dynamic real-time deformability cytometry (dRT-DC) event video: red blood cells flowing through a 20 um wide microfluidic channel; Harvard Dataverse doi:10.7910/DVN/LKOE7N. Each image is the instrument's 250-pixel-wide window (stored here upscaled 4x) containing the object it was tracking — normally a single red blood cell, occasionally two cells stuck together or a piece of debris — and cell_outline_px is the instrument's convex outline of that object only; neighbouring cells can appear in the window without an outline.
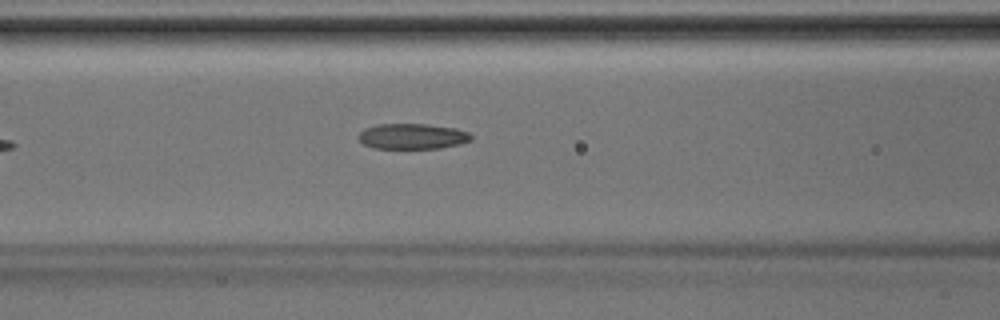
{"species": "Egyptian fruit bat (a non-hibernating species)", "species_latin": "Rousettus aegyptiacus", "temperature_condition": "room temperature", "stored_images_in_passage": 4, "camera_frame_rate_fps": 3000, "um_per_image_px": 0.085, "animal": {"sex": "male"}, "frame": {"image": 1, "passage_image": 4, "time_ms": 1.0, "image_size_px": [1000, 320], "cell_outline_px": [[472, 140], [460, 144], [440, 148], [372, 148], [364, 144], [356, 136], [364, 128], [376, 124], [428, 124], [456, 128], [468, 132], [472, 136]], "centroid_in_image_um": [35.04, 11.58], "position_along_channel_um": 131.6, "area_um2": 16.88}}